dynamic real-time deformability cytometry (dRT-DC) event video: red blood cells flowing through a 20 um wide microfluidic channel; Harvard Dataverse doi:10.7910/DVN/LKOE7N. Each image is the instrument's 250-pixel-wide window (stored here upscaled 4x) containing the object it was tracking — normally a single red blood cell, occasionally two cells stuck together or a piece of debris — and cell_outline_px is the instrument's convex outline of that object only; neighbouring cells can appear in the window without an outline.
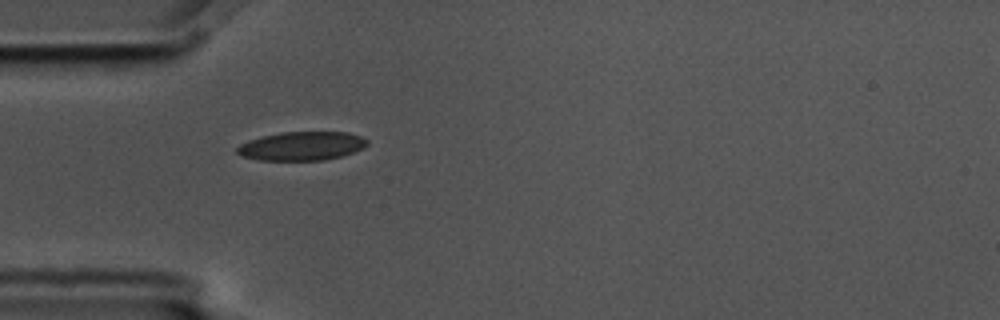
{"species": "common noctule bat (a hibernating species)", "species_latin": "Nyctalus noctula", "temperature_condition": "cold", "stored_images_in_passage": 1, "camera_frame_rate_fps": 3000, "um_per_image_px": 0.085, "animal": {"sex": "male", "body_mass_g": 17.5, "forearm_length_mm": 52.3}, "frame": {"image": 1, "passage_image": 1, "time_ms": 0.0, "image_size_px": [1000, 320], "cell_outline_px": [[368, 144], [364, 148], [340, 156], [324, 160], [260, 160], [240, 156], [236, 152], [236, 148], [240, 144], [248, 140], [260, 136], [280, 132], [348, 132], [360, 136], [368, 140]], "centroid_in_image_um": [25.61, 12.4], "position_along_channel_um": 59.4, "area_um2": 21.91}}